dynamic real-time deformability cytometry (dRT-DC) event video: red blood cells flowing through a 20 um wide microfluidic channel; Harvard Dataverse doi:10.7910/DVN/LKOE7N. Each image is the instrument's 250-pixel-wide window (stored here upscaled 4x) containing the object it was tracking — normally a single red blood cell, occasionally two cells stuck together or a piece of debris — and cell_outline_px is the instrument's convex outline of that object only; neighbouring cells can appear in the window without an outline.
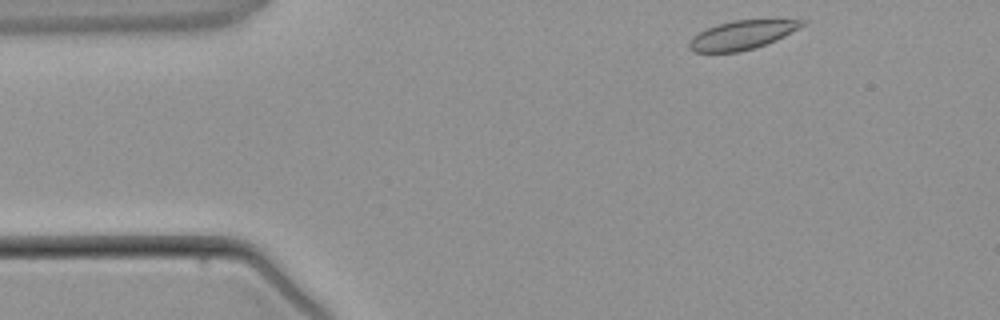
{"species": "common noctule bat (a hibernating species)", "species_latin": "Nyctalus noctula", "temperature_condition": "warm", "stored_images_in_passage": 2, "camera_frame_rate_fps": 3000, "um_per_image_px": 0.085, "animal": {"sex": "male", "body_mass_g": 21.5, "forearm_length_mm": 52.0}, "frame": {"image": 1, "passage_image": 1, "time_ms": 0.0, "image_size_px": [1000, 320], "cell_outline_px": [[808, 24], [784, 36], [756, 48], [740, 52], [696, 52], [688, 48], [688, 40], [692, 36], [716, 24], [732, 20], [808, 20]], "centroid_in_image_um": [63.07, 2.97], "position_along_channel_um": 21.9, "area_um2": 19.07}}